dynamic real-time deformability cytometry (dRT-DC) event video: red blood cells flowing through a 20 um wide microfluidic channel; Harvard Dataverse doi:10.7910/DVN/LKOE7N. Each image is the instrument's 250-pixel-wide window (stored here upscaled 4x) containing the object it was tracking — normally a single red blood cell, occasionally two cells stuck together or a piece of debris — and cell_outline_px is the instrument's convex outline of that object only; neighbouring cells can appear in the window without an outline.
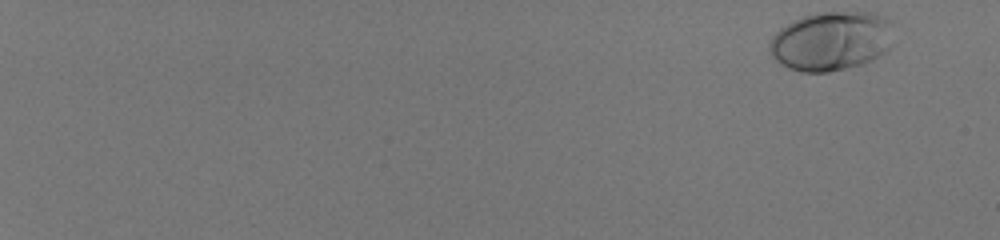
{"species": "human", "species_latin": "Homo sapiens", "temperature_condition": "room temperature", "stored_images_in_passage": 53, "camera_frame_rate_fps": 3000, "um_per_image_px": 0.085, "donor": {"sex": "male"}, "frame": {"image": 1, "passage_image": 1, "time_ms": 0.0, "image_size_px": [1000, 240], "cell_outline_px": [[892, 48], [888, 52], [872, 60], [860, 64], [828, 72], [800, 72], [788, 68], [780, 64], [768, 52], [768, 44], [772, 36], [780, 28], [792, 20], [816, 12], [872, 12], [884, 16], [888, 20], [892, 44]], "centroid_in_image_um": [70.62, 3.49], "position_along_channel_um": 14.4, "area_um2": 43.12}}
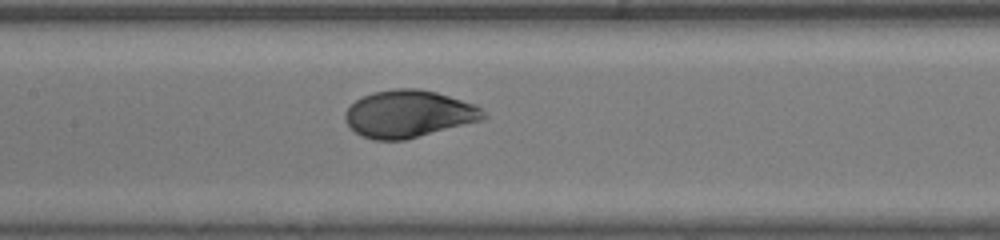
{"frame": {"image": 2, "passage_image": 31, "time_ms": 10.0, "image_size_px": [1000, 240], "cell_outline_px": [[488, 116], [484, 120], [404, 140], [372, 140], [360, 136], [344, 120], [344, 112], [356, 100], [372, 92], [392, 88], [420, 88], [436, 92], [476, 104]], "centroid_in_image_um": [34.75, 9.68], "position_along_channel_um": 172.7, "area_um2": 38.32}}
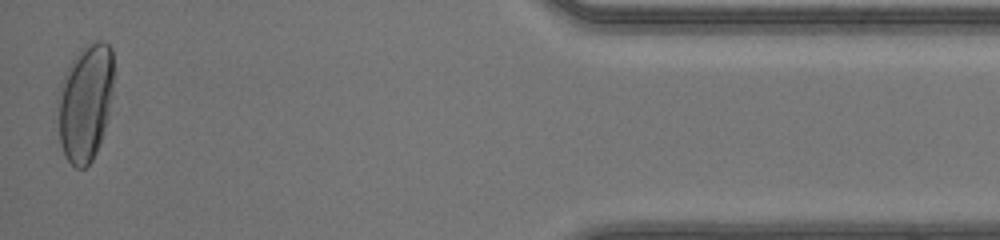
{"frame": {"image": 3, "passage_image": 53, "time_ms": 17.333, "image_size_px": [1000, 240], "cell_outline_px": [[112, 96], [108, 116], [100, 144], [92, 160], [84, 168], [76, 168], [64, 156], [60, 144], [56, 100], [56, 96], [60, 84], [72, 60], [80, 48], [96, 40], [104, 40], [112, 48]], "centroid_in_image_um": [7.23, 8.71], "position_along_channel_um": 428.0, "area_um2": 38.55}, "authors_computed_cell_mechanics": {"area_um2": 38.3214, "velocity_mm_per_s": 4.1432, "shape_relaxation_time_tau1_ms": 2.7008, "shape_relaxation_time_tau2_ms": null, "deformation_change_tau1": 0.174, "deformation_change_tau2": null}}